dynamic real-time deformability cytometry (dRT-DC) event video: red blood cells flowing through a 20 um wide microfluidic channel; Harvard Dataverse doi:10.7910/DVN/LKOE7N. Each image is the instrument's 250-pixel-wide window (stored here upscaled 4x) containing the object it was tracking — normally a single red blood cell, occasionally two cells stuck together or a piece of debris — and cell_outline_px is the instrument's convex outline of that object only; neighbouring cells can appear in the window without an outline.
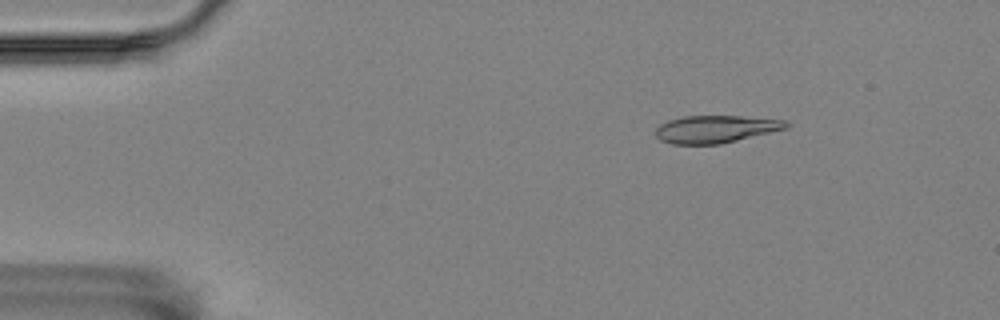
{"species": "Egyptian fruit bat (a non-hibernating species)", "species_latin": "Rousettus aegyptiacus", "temperature_condition": "room temperature", "stored_images_in_passage": 38, "camera_frame_rate_fps": 3000, "um_per_image_px": 0.085, "animal": {"sex": "female"}, "frame": {"image": 1, "passage_image": 8, "time_ms": 2.333, "image_size_px": [1000, 320], "cell_outline_px": [[788, 128], [720, 144], [672, 144], [660, 140], [656, 136], [656, 128], [660, 124], [668, 120], [684, 116], [740, 116], [784, 120], [788, 124]], "centroid_in_image_um": [60.8, 10.97], "position_along_channel_um": 24.2, "area_um2": 20.75}}
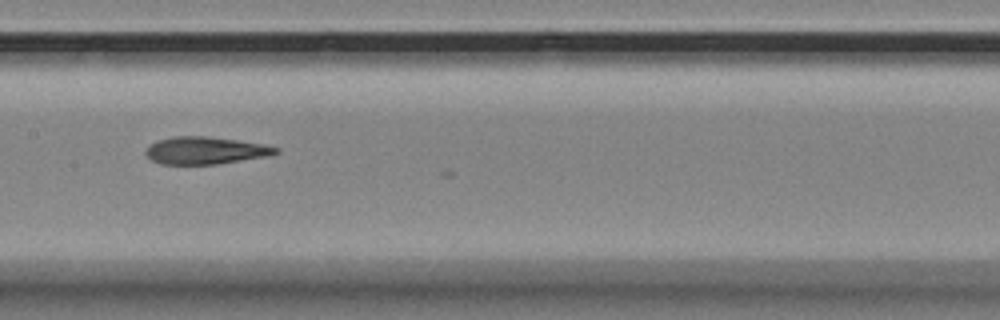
{"frame": {"image": 2, "passage_image": 28, "time_ms": 9.0, "image_size_px": [1000, 320], "cell_outline_px": [[280, 152], [272, 156], [216, 164], [160, 164], [152, 160], [144, 152], [156, 140], [172, 136], [208, 136], [264, 144], [280, 148]], "centroid_in_image_um": [17.51, 12.79], "position_along_channel_um": 189.9, "area_um2": 20.87}}
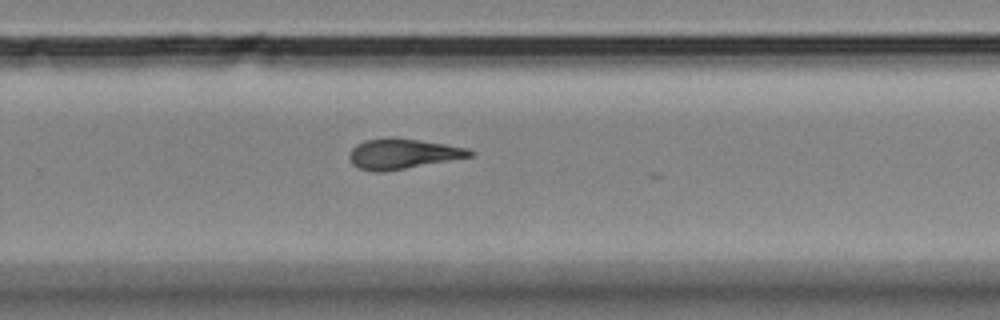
{"frame": {"image": 3, "passage_image": 37, "time_ms": 12.0, "image_size_px": [1000, 320], "cell_outline_px": [[472, 156], [384, 172], [372, 172], [360, 168], [352, 164], [348, 156], [348, 152], [356, 144], [364, 140], [388, 136], [392, 136], [420, 140], [468, 148], [472, 152]], "centroid_in_image_um": [34.14, 13.06], "position_along_channel_um": 295.7, "area_um2": 21.33}}